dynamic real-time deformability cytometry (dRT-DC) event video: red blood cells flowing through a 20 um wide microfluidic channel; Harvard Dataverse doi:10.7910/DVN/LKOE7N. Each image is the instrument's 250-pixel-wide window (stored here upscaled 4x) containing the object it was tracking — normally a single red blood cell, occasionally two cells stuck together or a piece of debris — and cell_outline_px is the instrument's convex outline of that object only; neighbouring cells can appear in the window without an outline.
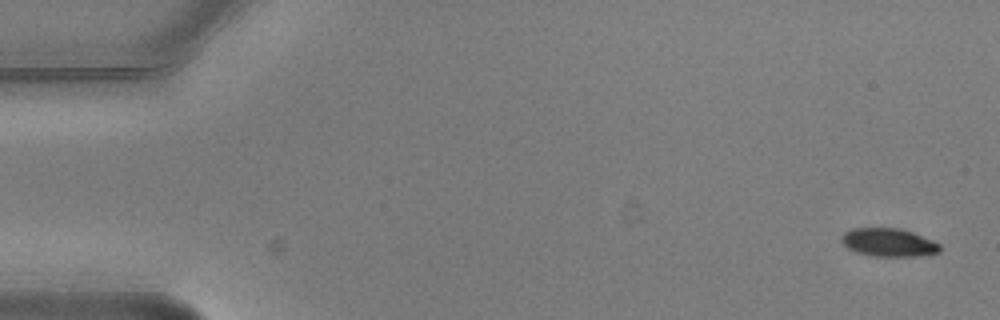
{"species": "common noctule bat (a hibernating species)", "species_latin": "Nyctalus noctula", "temperature_condition": "warm", "stored_images_in_passage": 6, "camera_frame_rate_fps": 3000, "um_per_image_px": 0.085, "animal": {"sex": "male", "body_mass_g": 20.5, "forearm_length_mm": 52.5}, "frame": {"image": 1, "passage_image": 1, "time_ms": 0.0, "image_size_px": [1000, 320], "cell_outline_px": [[940, 252], [916, 256], [872, 256], [856, 252], [848, 248], [840, 240], [840, 236], [844, 232], [852, 228], [900, 228], [912, 232], [932, 240], [940, 244]], "centroid_in_image_um": [75.5, 20.6], "position_along_channel_um": 9.5, "area_um2": 16.18}}
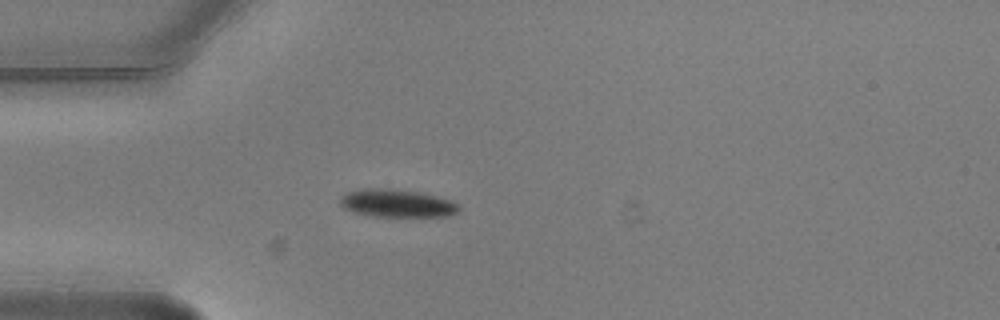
{"frame": {"image": 2, "passage_image": 5, "time_ms": 1.333, "image_size_px": [1000, 320], "cell_outline_px": [[460, 212], [452, 216], [372, 216], [352, 212], [344, 208], [340, 204], [340, 196], [344, 192], [364, 188], [388, 188], [420, 192], [452, 200], [460, 204]], "centroid_in_image_um": [33.76, 17.27], "position_along_channel_um": 51.2, "area_um2": 19.65}}